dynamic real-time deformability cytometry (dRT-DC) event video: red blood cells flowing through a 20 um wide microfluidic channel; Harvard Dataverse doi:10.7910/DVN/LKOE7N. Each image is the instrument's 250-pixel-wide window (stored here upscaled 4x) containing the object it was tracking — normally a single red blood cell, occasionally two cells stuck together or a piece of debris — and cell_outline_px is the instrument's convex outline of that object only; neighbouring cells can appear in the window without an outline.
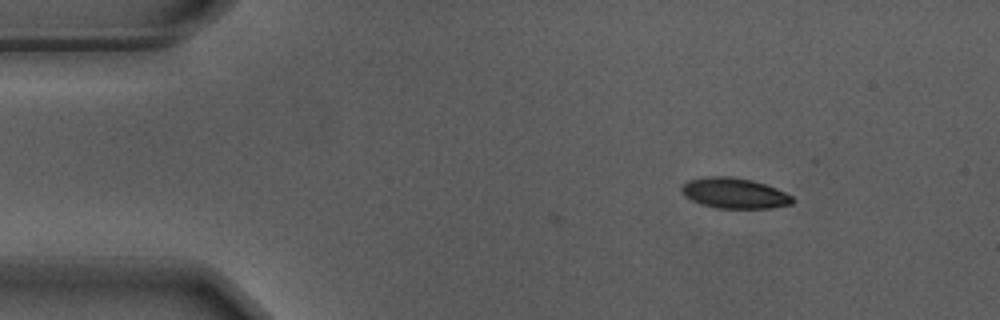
{"species": "Egyptian fruit bat (a non-hibernating species)", "species_latin": "Rousettus aegyptiacus", "temperature_condition": "warm", "stored_images_in_passage": 12, "camera_frame_rate_fps": 3000, "um_per_image_px": 0.085, "animal": {"sex": "male"}, "frame": {"image": 1, "passage_image": 1, "time_ms": 0.0, "image_size_px": [1000, 320], "cell_outline_px": [[796, 200], [792, 204], [772, 208], [716, 208], [692, 200], [684, 196], [680, 188], [680, 184], [688, 180], [704, 176], [728, 176], [752, 180], [776, 188], [792, 196]], "centroid_in_image_um": [62.41, 16.41], "position_along_channel_um": 22.6, "area_um2": 19.83}}
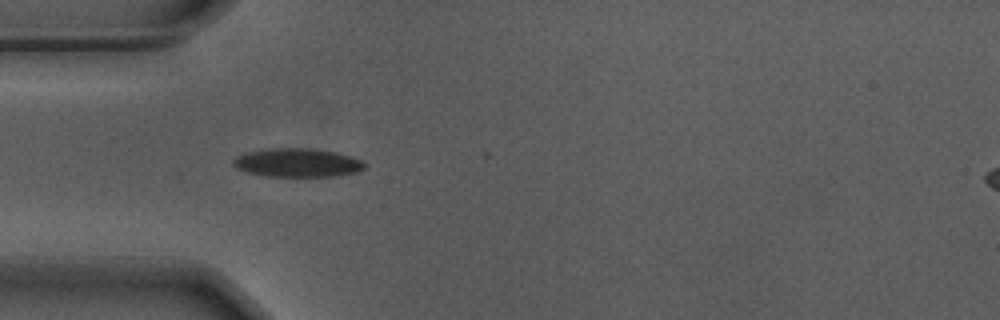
{"frame": {"image": 2, "passage_image": 10, "time_ms": 3.0, "image_size_px": [1000, 320], "cell_outline_px": [[364, 168], [356, 172], [336, 176], [268, 176], [244, 172], [236, 168], [232, 164], [232, 160], [236, 156], [248, 152], [268, 148], [312, 148], [336, 152], [352, 156], [360, 160], [364, 164]], "centroid_in_image_um": [25.24, 13.82], "position_along_channel_um": 59.8, "area_um2": 21.96}}